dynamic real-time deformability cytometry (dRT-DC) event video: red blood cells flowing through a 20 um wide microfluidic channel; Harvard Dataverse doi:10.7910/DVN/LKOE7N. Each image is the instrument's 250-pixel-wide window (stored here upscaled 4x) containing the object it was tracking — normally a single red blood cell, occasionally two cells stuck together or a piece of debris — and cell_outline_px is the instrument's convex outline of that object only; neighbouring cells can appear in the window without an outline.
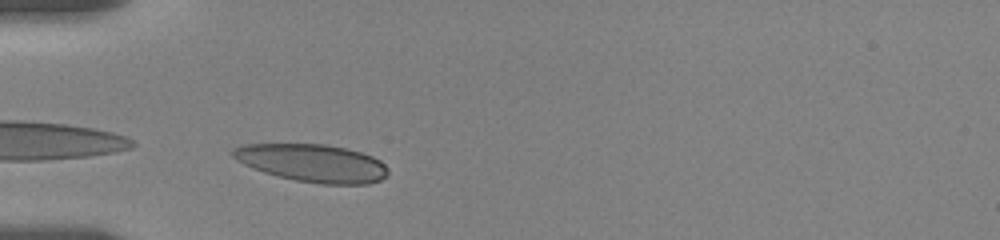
{"species": "human", "species_latin": "Homo sapiens", "temperature_condition": "room temperature", "stored_images_in_passage": 32, "camera_frame_rate_fps": 3000, "um_per_image_px": 0.085, "donor": {"sex": "female"}, "frame": {"image": 1, "passage_image": 1, "time_ms": 0.0, "image_size_px": [1000, 240], "cell_outline_px": [[388, 172], [380, 180], [368, 184], [320, 184], [296, 180], [264, 172], [252, 168], [236, 160], [228, 152], [232, 148], [240, 144], [328, 144], [348, 148], [372, 156], [380, 160], [388, 168]], "centroid_in_image_um": [26.52, 13.84], "position_along_channel_um": 58.5, "area_um2": 34.33}}
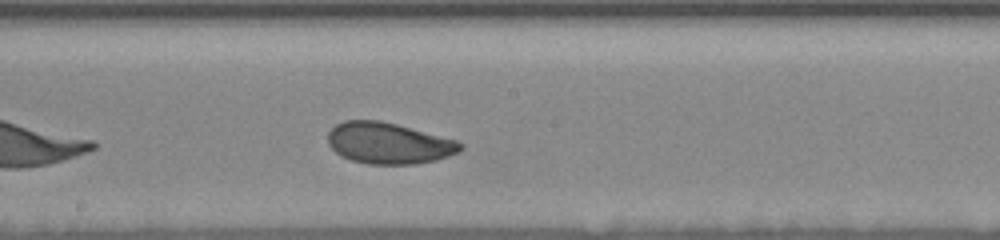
{"frame": {"image": 2, "passage_image": 15, "time_ms": 4.667, "image_size_px": [1000, 240], "cell_outline_px": [[464, 148], [448, 156], [436, 160], [412, 164], [368, 164], [352, 160], [340, 156], [328, 144], [328, 132], [336, 124], [344, 120], [380, 120], [396, 124], [456, 140], [464, 144]], "centroid_in_image_um": [33.01, 12.17], "position_along_channel_um": 215.2, "area_um2": 31.73}}
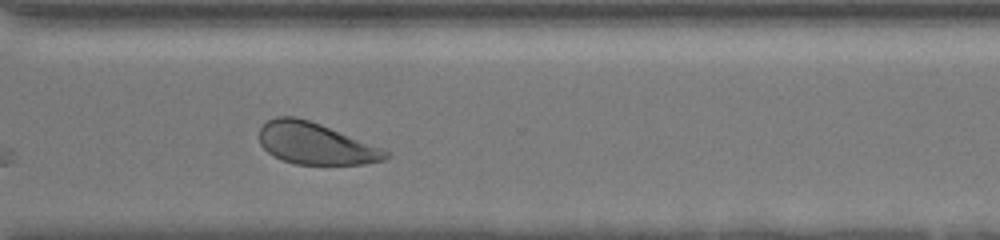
{"frame": {"image": 3, "passage_image": 26, "time_ms": 8.333, "image_size_px": [1000, 240], "cell_outline_px": [[392, 156], [384, 160], [364, 164], [296, 164], [280, 160], [272, 156], [260, 144], [260, 128], [268, 120], [276, 116], [296, 116], [320, 124], [384, 148], [392, 152]], "centroid_in_image_um": [26.85, 12.21], "position_along_channel_um": 343.7, "area_um2": 30.87}, "authors_computed_cell_mechanics": {"area_um2": 32.079, "velocity_mm_per_s": 3.5175, "shape_relaxation_time_tau1_ms": 2.6299, "shape_relaxation_time_tau2_ms": 5.2437, "deformation_change_tau1": 0.0997, "deformation_change_tau2": 0.0975}}